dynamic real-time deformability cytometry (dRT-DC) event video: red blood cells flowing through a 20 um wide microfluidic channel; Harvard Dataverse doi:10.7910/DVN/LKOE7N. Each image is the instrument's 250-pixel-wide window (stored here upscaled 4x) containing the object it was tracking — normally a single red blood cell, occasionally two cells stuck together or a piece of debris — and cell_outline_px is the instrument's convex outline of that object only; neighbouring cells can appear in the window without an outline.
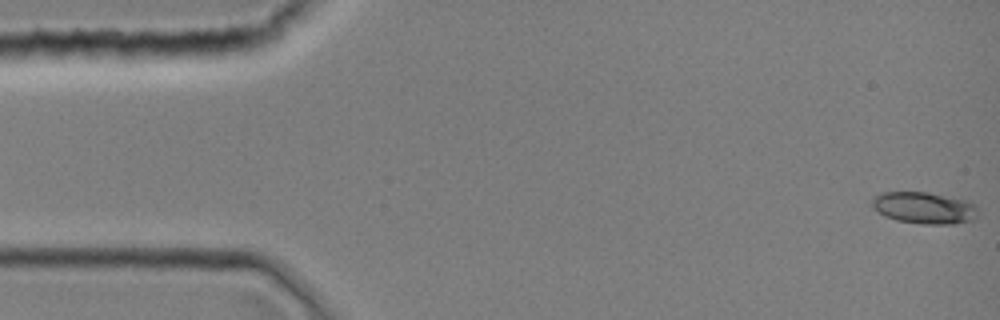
{"species": "common noctule bat (a hibernating species)", "species_latin": "Nyctalus noctula", "temperature_condition": "room temperature", "stored_images_in_passage": 3, "camera_frame_rate_fps": 3000, "um_per_image_px": 0.085, "animal": {"sex": "female", "body_mass_g": 19.0, "forearm_length_mm": 51.5}, "frame": {"image": 1, "passage_image": 1, "time_ms": 0.0, "image_size_px": [1000, 320], "cell_outline_px": [[976, 216], [972, 220], [956, 224], [924, 224], [896, 220], [884, 216], [872, 208], [872, 196], [880, 192], [928, 192], [964, 200], [976, 204]], "centroid_in_image_um": [78.5, 17.67], "position_along_channel_um": 6.5, "area_um2": 19.65}}